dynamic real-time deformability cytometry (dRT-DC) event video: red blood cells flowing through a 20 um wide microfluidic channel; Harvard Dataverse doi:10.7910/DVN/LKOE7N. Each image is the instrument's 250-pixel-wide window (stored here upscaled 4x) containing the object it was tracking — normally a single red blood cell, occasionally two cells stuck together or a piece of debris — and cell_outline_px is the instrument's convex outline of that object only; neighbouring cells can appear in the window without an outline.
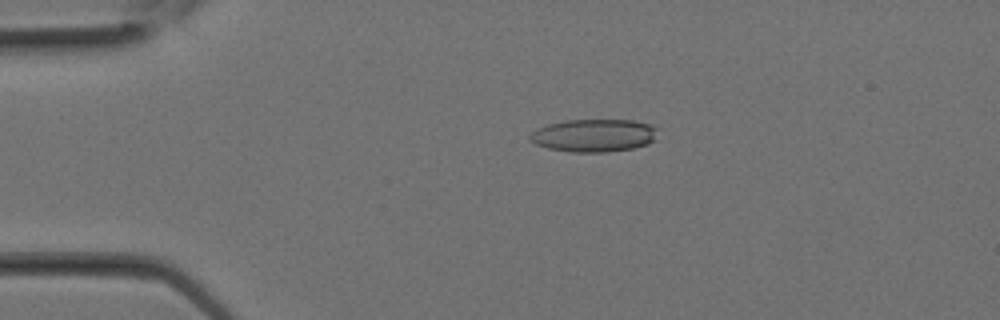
{"species": "Egyptian fruit bat (a non-hibernating species)", "species_latin": "Rousettus aegyptiacus", "temperature_condition": "room temperature", "stored_images_in_passage": 9, "camera_frame_rate_fps": 3000, "um_per_image_px": 0.085, "animal": {"sex": "female"}, "frame": {"image": 1, "passage_image": 3, "time_ms": 0.667, "image_size_px": [1000, 320], "cell_outline_px": [[656, 128], [652, 140], [648, 144], [632, 148], [608, 152], [572, 152], [548, 148], [536, 144], [528, 140], [528, 136], [536, 128], [548, 124], [568, 120], [632, 120], [648, 124]], "centroid_in_image_um": [50.41, 11.51], "position_along_channel_um": 34.6, "area_um2": 24.22}}
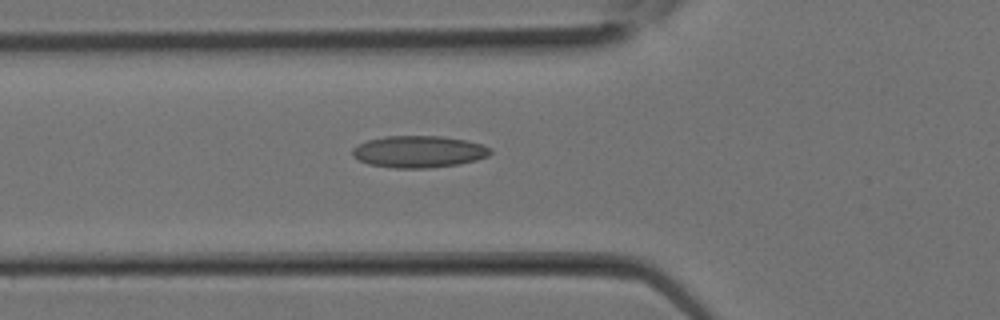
{"frame": {"image": 2, "passage_image": 7, "time_ms": 2.0, "image_size_px": [1000, 320], "cell_outline_px": [[492, 152], [488, 156], [476, 160], [460, 164], [428, 168], [396, 168], [368, 164], [352, 156], [352, 148], [368, 140], [384, 136], [440, 136], [464, 140], [480, 144], [492, 148]], "centroid_in_image_um": [35.6, 12.89], "position_along_channel_um": 90.2, "area_um2": 25.55}}
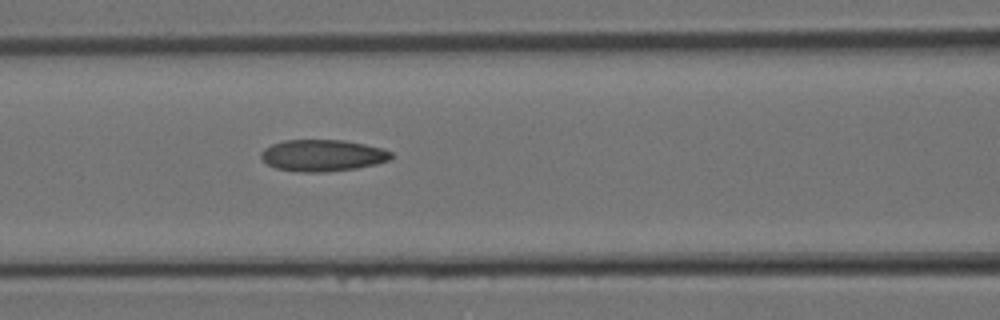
{"frame": {"image": 3, "passage_image": 9, "time_ms": 2.667, "image_size_px": [1000, 320], "cell_outline_px": [[392, 156], [388, 160], [376, 164], [356, 168], [324, 172], [300, 172], [276, 168], [268, 164], [260, 156], [260, 152], [264, 148], [272, 144], [284, 140], [344, 140], [364, 144], [380, 148], [392, 152]], "centroid_in_image_um": [27.39, 13.21], "position_along_channel_um": 139.2, "area_um2": 23.87}}